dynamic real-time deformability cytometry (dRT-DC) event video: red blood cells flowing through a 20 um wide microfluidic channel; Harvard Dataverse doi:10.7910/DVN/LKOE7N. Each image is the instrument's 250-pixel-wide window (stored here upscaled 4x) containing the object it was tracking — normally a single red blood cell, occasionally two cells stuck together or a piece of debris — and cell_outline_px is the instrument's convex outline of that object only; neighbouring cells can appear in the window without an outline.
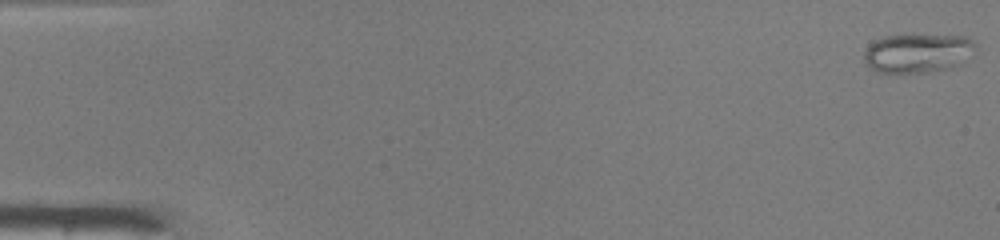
{"species": "common noctule bat (a hibernating species)", "species_latin": "Nyctalus noctula", "temperature_condition": "warm", "stored_images_in_passage": 49, "camera_frame_rate_fps": 3000, "um_per_image_px": 0.085, "animal": {"sex": "male", "body_mass_g": 19.0, "forearm_length_mm": 50.8}, "frame": {"image": 1, "passage_image": 1, "time_ms": 0.0, "image_size_px": [1000, 240], "cell_outline_px": [[976, 44], [956, 64], [948, 68], [928, 72], [876, 72], [868, 68], [864, 60], [864, 52], [868, 44], [884, 36], [912, 32], [968, 36]], "centroid_in_image_um": [77.89, 4.44], "position_along_channel_um": 7.1, "area_um2": 25.72}}
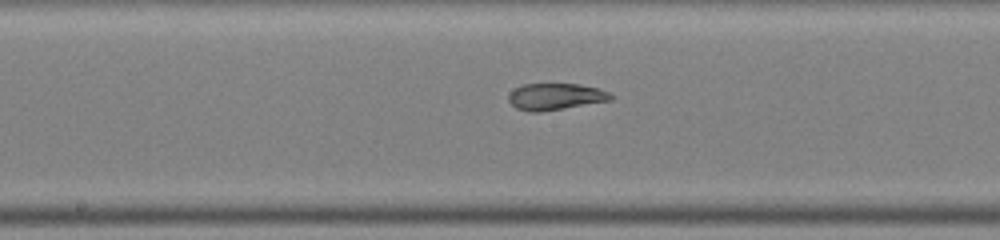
{"frame": {"image": 2, "passage_image": 26, "time_ms": 8.333, "image_size_px": [1000, 240], "cell_outline_px": [[612, 100], [540, 112], [532, 112], [516, 108], [508, 100], [508, 96], [516, 88], [524, 84], [580, 84], [596, 88], [608, 92], [612, 96]], "centroid_in_image_um": [47.21, 8.21], "position_along_channel_um": 201.0, "area_um2": 15.61}}
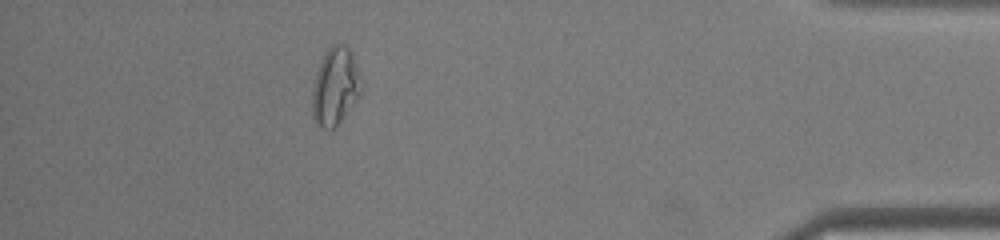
{"frame": {"image": 3, "passage_image": 44, "time_ms": 14.333, "image_size_px": [1000, 240], "cell_outline_px": [[360, 96], [340, 120], [332, 128], [320, 128], [316, 124], [312, 116], [312, 88], [316, 72], [320, 60], [324, 52], [332, 44], [344, 44], [352, 52], [360, 76]], "centroid_in_image_um": [28.46, 7.31], "position_along_channel_um": 406.7, "area_um2": 22.08}, "authors_computed_cell_mechanics": {"area_um2": 20.9236, "velocity_mm_per_s": 4.1788, "shape_relaxation_time_tau1_ms": null, "shape_relaxation_time_tau2_ms": 1.9856, "deformation_change_tau1": null, "deformation_change_tau2": 0.0898}}